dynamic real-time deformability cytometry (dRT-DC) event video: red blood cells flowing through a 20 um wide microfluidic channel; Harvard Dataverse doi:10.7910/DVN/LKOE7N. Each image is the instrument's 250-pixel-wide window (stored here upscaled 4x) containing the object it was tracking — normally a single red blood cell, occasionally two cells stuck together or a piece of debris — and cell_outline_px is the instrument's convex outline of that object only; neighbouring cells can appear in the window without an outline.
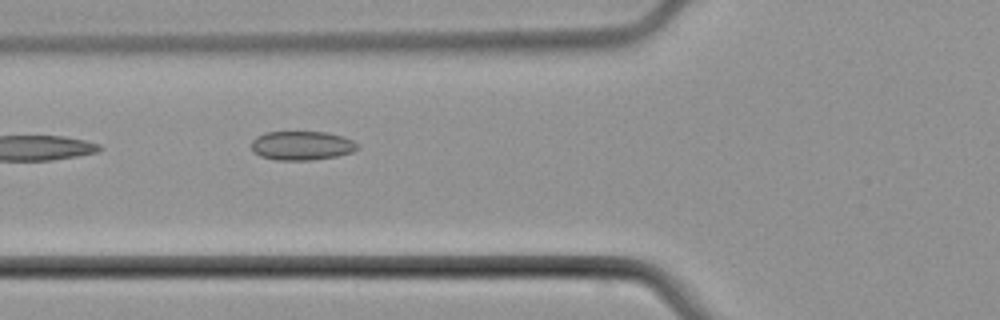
{"species": "common noctule bat (a hibernating species)", "species_latin": "Nyctalus noctula", "temperature_condition": "cold", "stored_images_in_passage": 5, "camera_frame_rate_fps": 3000, "um_per_image_px": 0.085, "animal": {"sex": "male", "body_mass_g": 21.5, "forearm_length_mm": 52.0}, "frame": {"image": 1, "passage_image": 5, "time_ms": 5.667, "image_size_px": [1000, 320], "cell_outline_px": [[360, 148], [352, 152], [336, 156], [312, 160], [276, 160], [260, 156], [252, 152], [252, 140], [256, 136], [264, 132], [324, 132], [344, 136], [360, 144]], "centroid_in_image_um": [25.66, 12.37], "position_along_channel_um": 100.1, "area_um2": 18.15}}